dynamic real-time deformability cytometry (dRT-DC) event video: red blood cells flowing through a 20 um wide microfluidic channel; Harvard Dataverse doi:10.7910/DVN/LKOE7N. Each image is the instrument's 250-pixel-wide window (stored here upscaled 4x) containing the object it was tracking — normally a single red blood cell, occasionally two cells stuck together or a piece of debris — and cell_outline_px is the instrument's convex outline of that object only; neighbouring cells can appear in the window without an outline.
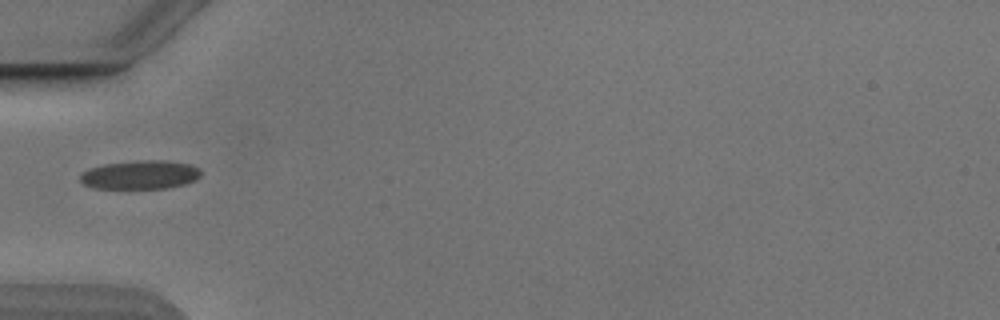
{"species": "Egyptian fruit bat (a non-hibernating species)", "species_latin": "Rousettus aegyptiacus", "temperature_condition": "cold", "stored_images_in_passage": 36, "camera_frame_rate_fps": 3000, "um_per_image_px": 0.085, "animal": {"sex": "male"}, "frame": {"image": 1, "passage_image": 1, "time_ms": 0.0, "image_size_px": [1000, 320], "cell_outline_px": [[200, 176], [196, 180], [184, 184], [164, 188], [96, 188], [84, 184], [80, 180], [80, 176], [88, 168], [104, 164], [136, 160], [164, 160], [188, 164], [200, 168]], "centroid_in_image_um": [11.92, 14.84], "position_along_channel_um": 73.1, "area_um2": 20.11}}
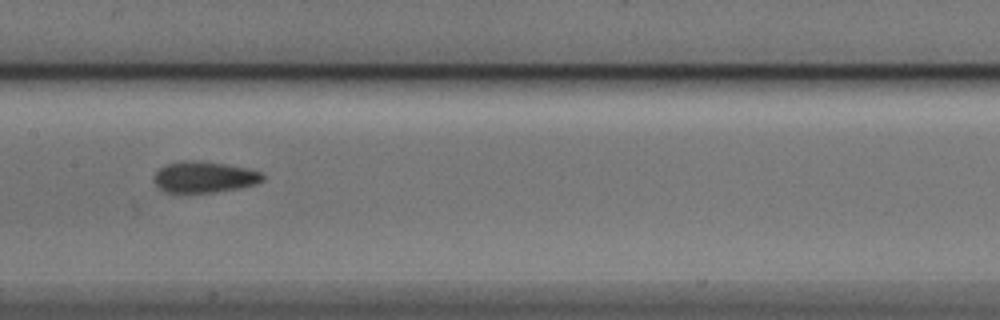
{"frame": {"image": 2, "passage_image": 10, "time_ms": 3.0, "image_size_px": [1000, 320], "cell_outline_px": [[264, 180], [256, 184], [240, 188], [212, 192], [164, 192], [152, 180], [156, 172], [160, 168], [168, 164], [180, 160], [200, 160], [248, 168], [260, 172], [264, 176]], "centroid_in_image_um": [17.36, 15.04], "position_along_channel_um": 190.0, "area_um2": 19.77}}
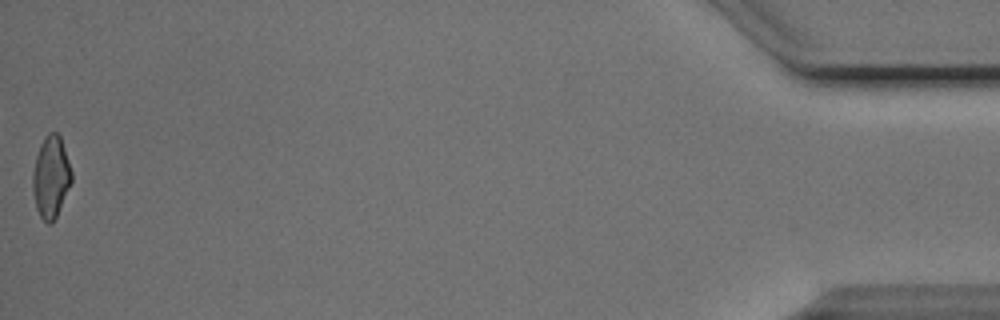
{"frame": {"image": 3, "passage_image": 36, "time_ms": 11.667, "image_size_px": [1000, 320], "cell_outline_px": [[72, 180], [56, 216], [52, 224], [48, 224], [40, 216], [36, 208], [32, 188], [32, 172], [36, 156], [40, 144], [44, 136], [48, 132], [56, 132], [60, 136], [72, 172]], "centroid_in_image_um": [4.31, 15.03], "position_along_channel_um": 430.9, "area_um2": 18.44}, "authors_computed_cell_mechanics": {"area_um2": 19.3341, "velocity_mm_per_s": 3.8826, "shape_relaxation_time_tau1_ms": 5.4846, "shape_relaxation_time_tau2_ms": 2.632, "deformation_change_tau1": 0.1324, "deformation_change_tau2": 0.0782}}